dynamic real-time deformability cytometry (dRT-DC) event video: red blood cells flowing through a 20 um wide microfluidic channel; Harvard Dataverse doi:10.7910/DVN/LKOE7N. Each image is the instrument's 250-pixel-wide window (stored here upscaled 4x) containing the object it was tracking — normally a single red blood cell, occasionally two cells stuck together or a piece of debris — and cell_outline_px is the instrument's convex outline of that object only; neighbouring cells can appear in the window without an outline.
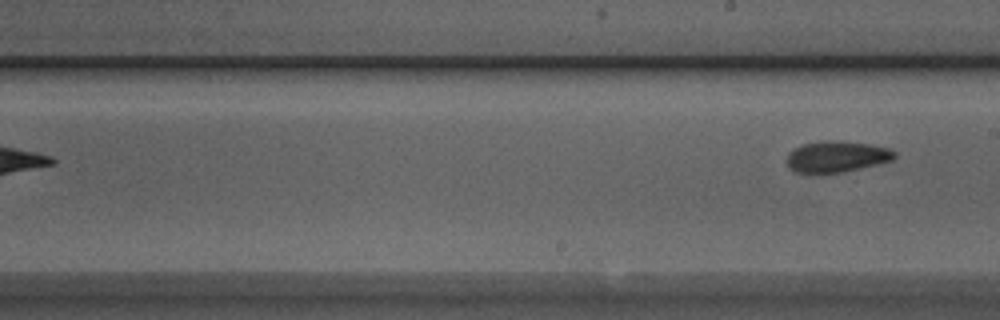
{"species": "Egyptian fruit bat (a non-hibernating species)", "species_latin": "Rousettus aegyptiacus", "temperature_condition": "room temperature", "stored_images_in_passage": 6, "segment_of_instrument_passage": [2, 2], "camera_frame_rate_fps": 3000, "um_per_image_px": 0.085, "animal": {"sex": "male"}, "frame": {"image": 1, "passage_image": 6, "time_ms": 1.667, "image_size_px": [1000, 320], "cell_outline_px": [[896, 156], [892, 160], [844, 172], [820, 176], [796, 172], [788, 168], [784, 160], [788, 152], [804, 144], [828, 140], [868, 144], [888, 148], [896, 152]], "centroid_in_image_um": [71.02, 13.36], "position_along_channel_um": 218.0, "area_um2": 20.0}}